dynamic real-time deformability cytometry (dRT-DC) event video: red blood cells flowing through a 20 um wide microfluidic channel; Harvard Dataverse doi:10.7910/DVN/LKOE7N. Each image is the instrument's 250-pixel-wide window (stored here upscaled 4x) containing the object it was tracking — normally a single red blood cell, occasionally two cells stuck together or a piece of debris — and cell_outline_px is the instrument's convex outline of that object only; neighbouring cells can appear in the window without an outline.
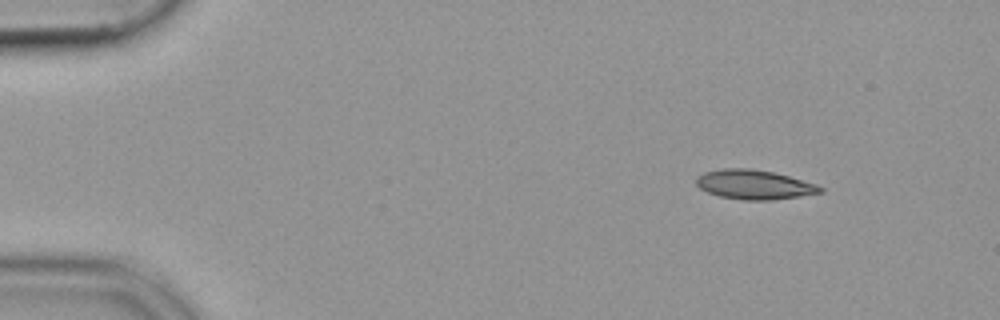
{"species": "common noctule bat (a hibernating species)", "species_latin": "Nyctalus noctula", "temperature_condition": "cold", "stored_images_in_passage": 48, "camera_frame_rate_fps": 3000, "um_per_image_px": 0.085, "animal": {"sex": "female", "body_mass_g": 19.9}, "frame": {"image": 1, "passage_image": 1, "time_ms": 0.0, "image_size_px": [1000, 320], "cell_outline_px": [[824, 192], [800, 196], [772, 200], [744, 200], [720, 196], [708, 192], [700, 188], [696, 184], [696, 176], [704, 172], [724, 168], [748, 168], [772, 172], [788, 176], [816, 184], [824, 188]], "centroid_in_image_um": [64.1, 15.69], "position_along_channel_um": 20.9, "area_um2": 21.15}}
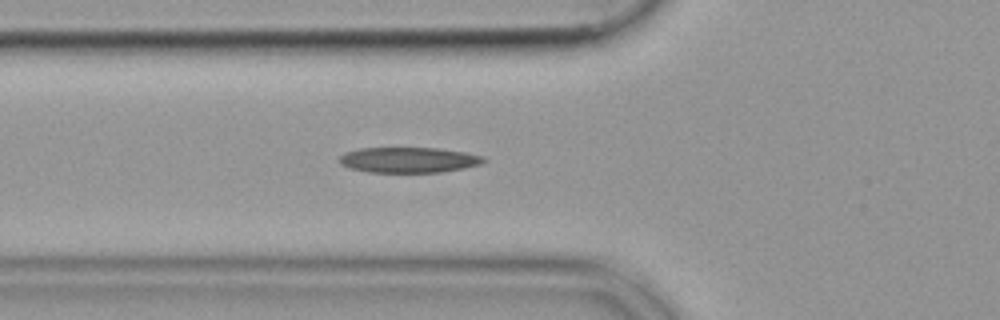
{"frame": {"image": 2, "passage_image": 14, "time_ms": 4.333, "image_size_px": [1000, 320], "cell_outline_px": [[488, 160], [480, 164], [464, 168], [440, 172], [368, 172], [348, 168], [340, 164], [340, 156], [344, 152], [360, 148], [440, 148], [464, 152], [484, 156]], "centroid_in_image_um": [34.73, 13.59], "position_along_channel_um": 91.1, "area_um2": 21.5}}
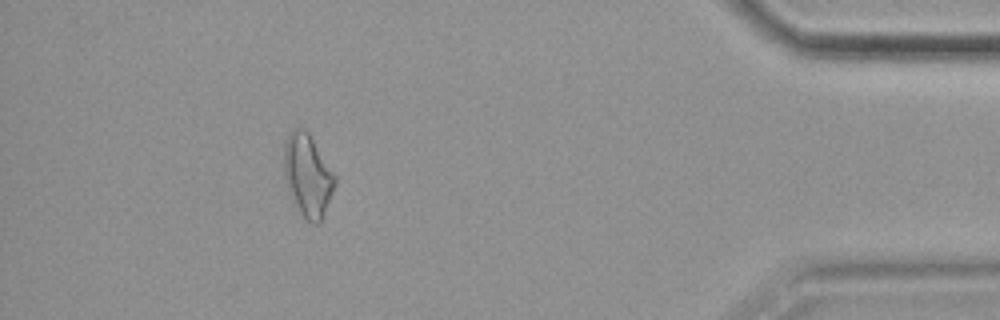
{"frame": {"image": 3, "passage_image": 43, "time_ms": 14.0, "image_size_px": [1000, 320], "cell_outline_px": [[336, 184], [324, 216], [316, 224], [312, 224], [300, 212], [292, 200], [284, 176], [284, 144], [292, 128], [304, 128], [308, 132], [336, 176]], "centroid_in_image_um": [26.16, 14.91], "position_along_channel_um": 409.0, "area_um2": 24.33}}